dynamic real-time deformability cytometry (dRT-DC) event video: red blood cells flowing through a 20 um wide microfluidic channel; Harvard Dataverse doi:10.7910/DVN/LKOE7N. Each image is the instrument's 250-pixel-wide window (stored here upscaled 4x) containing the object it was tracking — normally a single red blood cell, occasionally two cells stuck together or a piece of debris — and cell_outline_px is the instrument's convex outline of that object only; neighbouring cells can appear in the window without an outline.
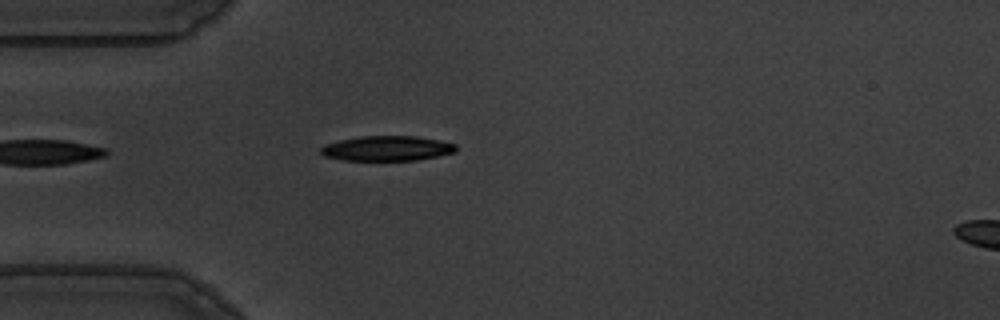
{"species": "common noctule bat (a hibernating species)", "species_latin": "Nyctalus noctula", "temperature_condition": "warm", "stored_images_in_passage": 25, "camera_frame_rate_fps": 3000, "um_per_image_px": 0.085, "animal": {"sex": "male", "body_mass_g": 19.5, "forearm_length_mm": 54.6}, "frame": {"image": 1, "passage_image": 1, "time_ms": 0.0, "image_size_px": [1000, 320], "cell_outline_px": [[456, 152], [416, 160], [344, 160], [324, 156], [320, 152], [320, 148], [324, 144], [340, 140], [360, 136], [416, 136], [440, 140], [456, 144]], "centroid_in_image_um": [32.88, 12.6], "position_along_channel_um": 52.1, "area_um2": 19.65}}
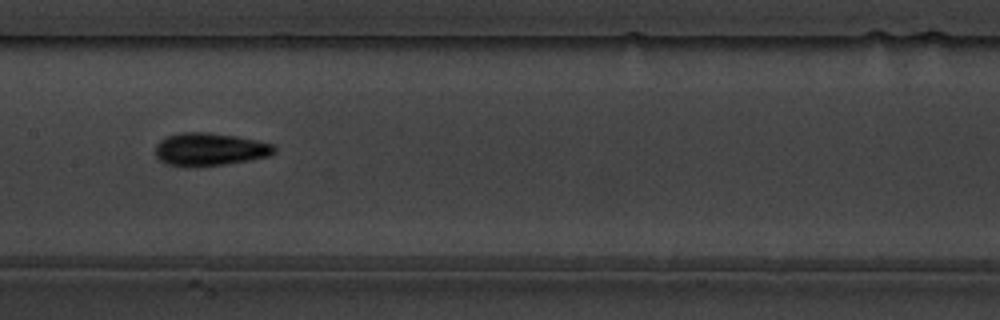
{"frame": {"image": 2, "passage_image": 13, "time_ms": 4.0, "image_size_px": [1000, 320], "cell_outline_px": [[276, 152], [268, 156], [248, 160], [224, 164], [188, 168], [164, 164], [156, 156], [156, 144], [160, 140], [168, 136], [180, 132], [208, 132], [236, 136], [256, 140], [272, 144], [276, 148]], "centroid_in_image_um": [17.79, 12.7], "position_along_channel_um": 189.6, "area_um2": 22.95}}
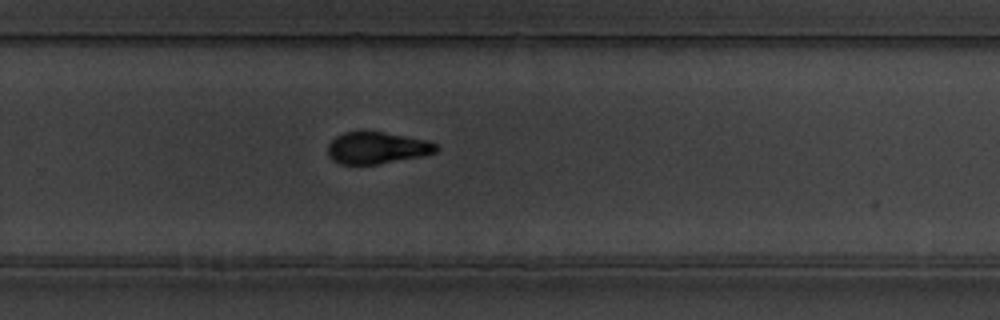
{"frame": {"image": 3, "passage_image": 22, "time_ms": 7.0, "image_size_px": [1000, 320], "cell_outline_px": [[440, 148], [436, 152], [420, 156], [376, 164], [340, 164], [332, 160], [328, 156], [328, 144], [336, 136], [344, 132], [384, 132], [428, 140], [436, 144]], "centroid_in_image_um": [32.03, 12.57], "position_along_channel_um": 297.8, "area_um2": 19.94}}